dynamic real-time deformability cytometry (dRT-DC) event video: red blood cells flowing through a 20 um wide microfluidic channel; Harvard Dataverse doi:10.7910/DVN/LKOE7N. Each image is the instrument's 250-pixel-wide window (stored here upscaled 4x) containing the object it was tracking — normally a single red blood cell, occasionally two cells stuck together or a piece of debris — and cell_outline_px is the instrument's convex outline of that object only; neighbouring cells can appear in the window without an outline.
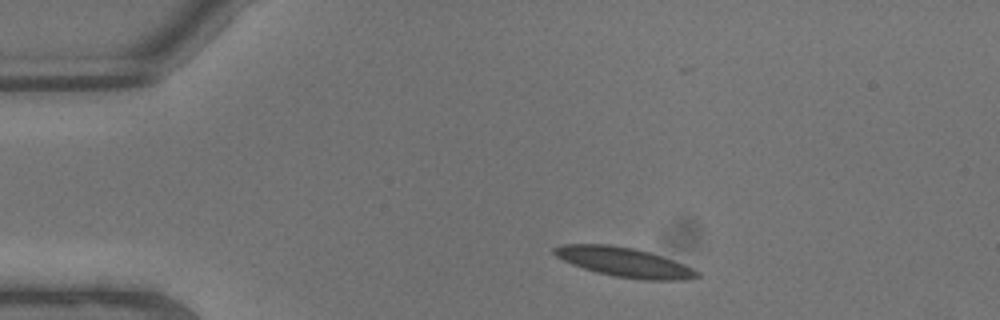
{"species": "common noctule bat (a hibernating species)", "species_latin": "Nyctalus noctula", "temperature_condition": "warm", "stored_images_in_passage": 8, "camera_frame_rate_fps": 3000, "um_per_image_px": 0.085, "animal": {"sex": "male", "body_mass_g": 13.3}, "frame": {"image": 1, "passage_image": 1, "time_ms": 0.0, "image_size_px": [1000, 320], "cell_outline_px": [[700, 276], [684, 280], [644, 280], [616, 276], [596, 272], [572, 264], [556, 256], [552, 252], [552, 248], [564, 244], [608, 244], [632, 248], [648, 252], [672, 260], [692, 268], [700, 272]], "centroid_in_image_um": [53.04, 22.28], "position_along_channel_um": 32.0, "area_um2": 24.16}}
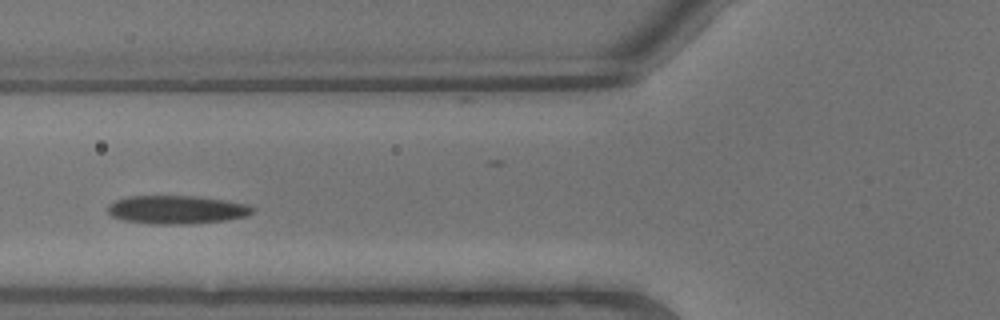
{"frame": {"image": 2, "passage_image": 5, "time_ms": 1.333, "image_size_px": [1000, 320], "cell_outline_px": [[256, 208], [248, 216], [224, 220], [188, 224], [156, 224], [124, 220], [112, 216], [108, 212], [108, 204], [116, 200], [128, 196], [196, 196], [248, 204]], "centroid_in_image_um": [15.03, 17.82], "position_along_channel_um": 110.8, "area_um2": 23.81}}
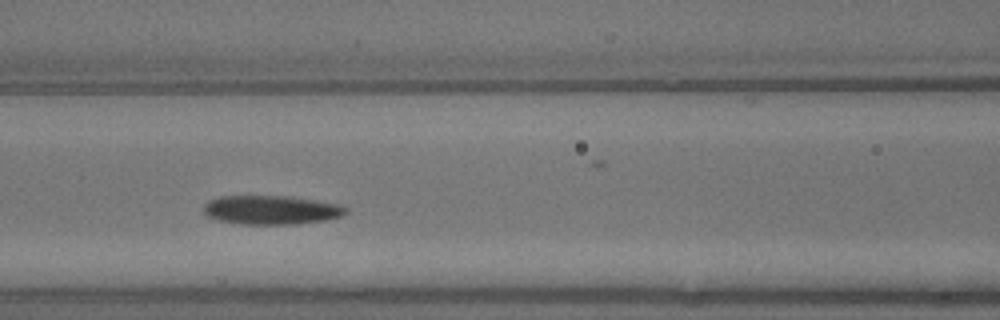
{"frame": {"image": 3, "passage_image": 6, "time_ms": 1.667, "image_size_px": [1000, 320], "cell_outline_px": [[348, 212], [344, 216], [324, 220], [296, 224], [240, 224], [220, 220], [204, 216], [204, 204], [208, 200], [220, 196], [284, 196], [340, 204], [348, 208]], "centroid_in_image_um": [23.04, 17.85], "position_along_channel_um": 143.6, "area_um2": 24.04}}